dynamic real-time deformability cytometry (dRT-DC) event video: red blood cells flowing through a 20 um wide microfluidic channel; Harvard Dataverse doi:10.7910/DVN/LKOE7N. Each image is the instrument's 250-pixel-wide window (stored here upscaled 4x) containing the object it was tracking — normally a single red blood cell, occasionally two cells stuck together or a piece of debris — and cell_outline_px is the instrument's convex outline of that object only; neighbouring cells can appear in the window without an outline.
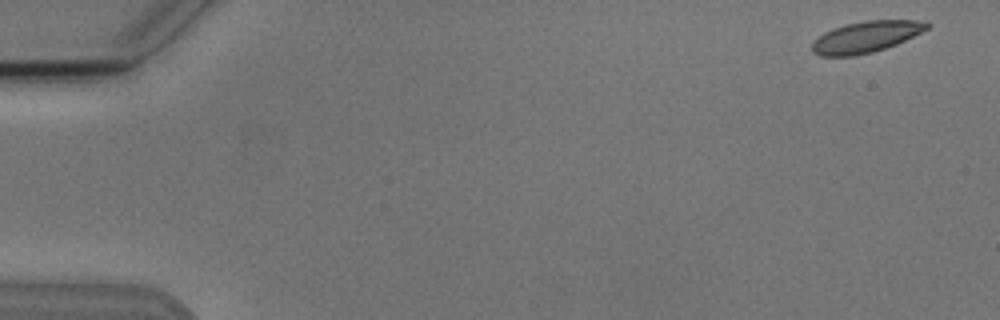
{"species": "Egyptian fruit bat (a non-hibernating species)", "species_latin": "Rousettus aegyptiacus", "temperature_condition": "cold", "stored_images_in_passage": 6, "camera_frame_rate_fps": 3000, "um_per_image_px": 0.085, "animal": {"sex": "male"}, "frame": {"image": 1, "passage_image": 1, "time_ms": 0.0, "image_size_px": [1000, 320], "cell_outline_px": [[932, 24], [928, 28], [896, 44], [872, 52], [856, 56], [820, 56], [812, 52], [812, 44], [824, 32], [832, 28], [844, 24], [864, 20], [916, 20]], "centroid_in_image_um": [73.57, 3.13], "position_along_channel_um": 11.4, "area_um2": 20.81}}
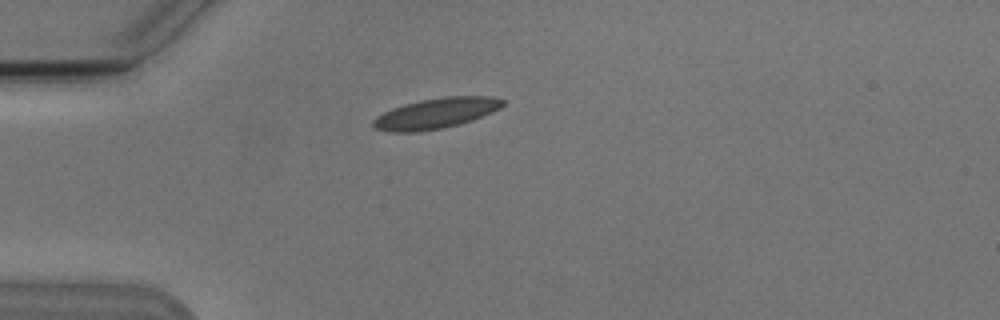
{"frame": {"image": 2, "passage_image": 4, "time_ms": 4.333, "image_size_px": [1000, 320], "cell_outline_px": [[504, 104], [500, 108], [492, 112], [472, 120], [460, 124], [440, 128], [416, 132], [388, 132], [376, 128], [372, 124], [372, 120], [376, 116], [392, 108], [404, 104], [420, 100], [444, 96], [492, 96], [504, 100]], "centroid_in_image_um": [37.04, 9.62], "position_along_channel_um": 48.0, "area_um2": 23.0}}